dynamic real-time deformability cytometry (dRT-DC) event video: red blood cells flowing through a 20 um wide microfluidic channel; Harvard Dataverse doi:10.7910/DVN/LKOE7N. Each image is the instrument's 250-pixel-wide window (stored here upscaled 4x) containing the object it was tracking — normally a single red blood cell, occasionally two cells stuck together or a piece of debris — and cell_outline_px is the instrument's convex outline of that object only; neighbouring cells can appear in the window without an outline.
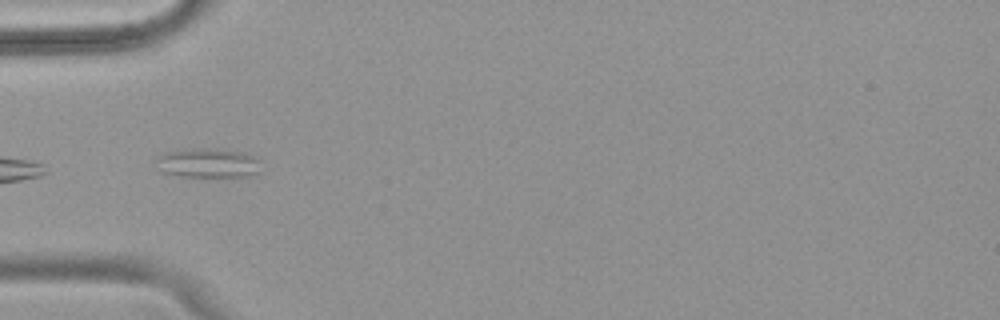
{"species": "common noctule bat (a hibernating species)", "species_latin": "Nyctalus noctula", "temperature_condition": "warm", "stored_images_in_passage": 8, "camera_frame_rate_fps": 3000, "um_per_image_px": 0.085, "animal": {"sex": "female", "body_mass_g": 18.4}, "frame": {"image": 1, "passage_image": 2, "time_ms": 0.333, "image_size_px": [1000, 320], "cell_outline_px": [[260, 172], [248, 176], [180, 176], [160, 172], [160, 156], [164, 152], [192, 148], [208, 148], [240, 152], [256, 156], [260, 160]], "centroid_in_image_um": [17.74, 13.85], "position_along_channel_um": 67.3, "area_um2": 17.74}}